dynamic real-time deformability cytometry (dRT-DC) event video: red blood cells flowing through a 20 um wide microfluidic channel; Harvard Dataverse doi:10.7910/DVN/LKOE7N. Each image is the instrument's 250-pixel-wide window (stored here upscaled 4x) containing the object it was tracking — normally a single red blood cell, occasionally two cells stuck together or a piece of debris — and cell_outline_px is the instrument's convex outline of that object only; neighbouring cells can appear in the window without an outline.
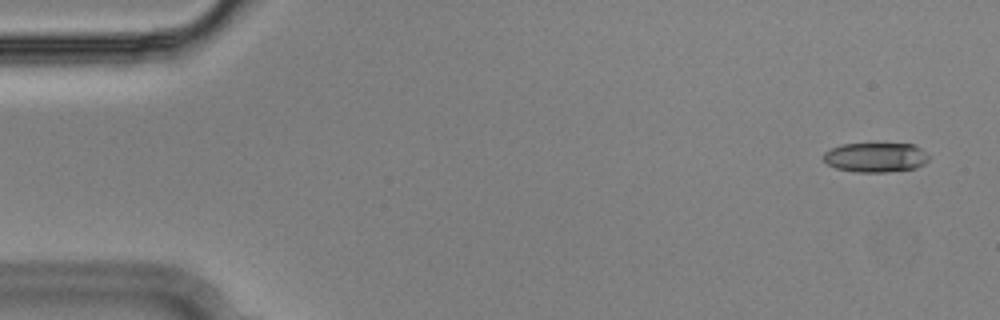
{"species": "Egyptian fruit bat (a non-hibernating species)", "species_latin": "Rousettus aegyptiacus", "temperature_condition": "cold", "stored_images_in_passage": 55, "camera_frame_rate_fps": 3000, "um_per_image_px": 0.085, "animal": {"sex": "male"}, "frame": {"image": 1, "passage_image": 3, "time_ms": 0.667, "image_size_px": [1000, 320], "cell_outline_px": [[928, 160], [924, 164], [916, 168], [888, 172], [856, 172], [836, 168], [828, 164], [824, 160], [824, 152], [832, 148], [844, 144], [912, 144], [920, 148], [928, 156]], "centroid_in_image_um": [74.43, 13.38], "position_along_channel_um": 10.6, "area_um2": 17.98}}
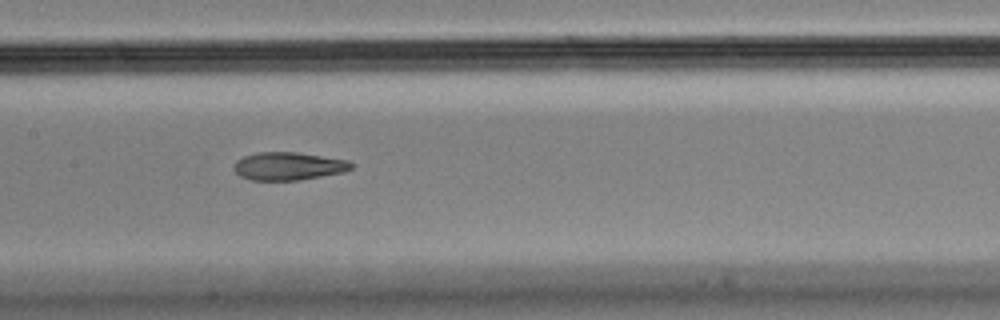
{"frame": {"image": 2, "passage_image": 27, "time_ms": 8.667, "image_size_px": [1000, 320], "cell_outline_px": [[352, 168], [344, 172], [296, 180], [252, 180], [240, 176], [232, 168], [236, 160], [244, 156], [256, 152], [296, 152], [348, 160], [352, 164]], "centroid_in_image_um": [24.48, 14.11], "position_along_channel_um": 182.9, "area_um2": 19.02}}
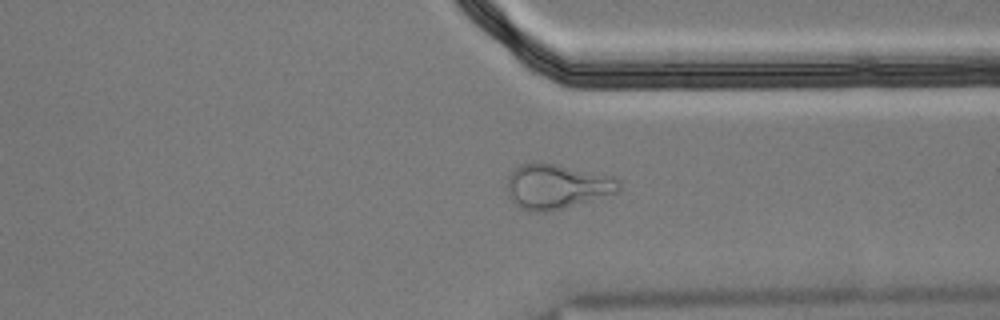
{"frame": {"image": 3, "passage_image": 42, "time_ms": 13.667, "image_size_px": [1000, 320], "cell_outline_px": [[620, 192], [564, 208], [548, 212], [536, 212], [520, 208], [508, 196], [508, 176], [512, 168], [520, 164], [532, 160], [556, 164], [616, 176], [620, 180]], "centroid_in_image_um": [47.33, 15.82], "position_along_channel_um": 364.1, "area_um2": 29.82}, "authors_computed_cell_mechanics": {"area_um2": 20.0566, "velocity_mm_per_s": 3.6375, "shape_relaxation_time_tau1_ms": null, "shape_relaxation_time_tau2_ms": 2.9582, "deformation_change_tau1": null, "deformation_change_tau2": 0.1185}}